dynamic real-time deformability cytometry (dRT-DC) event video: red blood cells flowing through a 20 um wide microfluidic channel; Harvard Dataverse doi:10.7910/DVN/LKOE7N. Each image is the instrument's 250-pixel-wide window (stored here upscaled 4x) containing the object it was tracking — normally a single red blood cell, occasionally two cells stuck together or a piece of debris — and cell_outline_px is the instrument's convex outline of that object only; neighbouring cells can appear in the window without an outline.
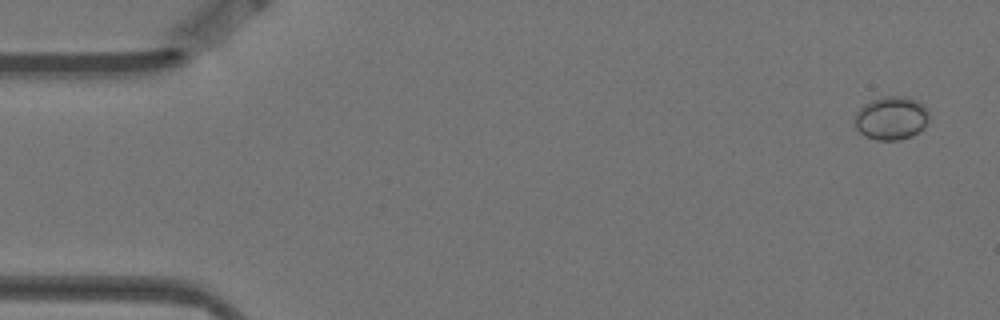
{"species": "Egyptian fruit bat (a non-hibernating species)", "species_latin": "Rousettus aegyptiacus", "temperature_condition": "warm", "stored_images_in_passage": 3, "camera_frame_rate_fps": 3000, "um_per_image_px": 0.085, "animal": {"sex": "female"}, "frame": {"image": 1, "passage_image": 1, "time_ms": 0.0, "image_size_px": [1000, 320], "cell_outline_px": [[928, 120], [924, 128], [912, 136], [900, 140], [876, 140], [864, 136], [856, 128], [856, 112], [864, 104], [872, 100], [884, 96], [900, 96], [916, 100], [924, 104], [928, 112]], "centroid_in_image_um": [75.77, 10.05], "position_along_channel_um": 9.2, "area_um2": 18.79}}